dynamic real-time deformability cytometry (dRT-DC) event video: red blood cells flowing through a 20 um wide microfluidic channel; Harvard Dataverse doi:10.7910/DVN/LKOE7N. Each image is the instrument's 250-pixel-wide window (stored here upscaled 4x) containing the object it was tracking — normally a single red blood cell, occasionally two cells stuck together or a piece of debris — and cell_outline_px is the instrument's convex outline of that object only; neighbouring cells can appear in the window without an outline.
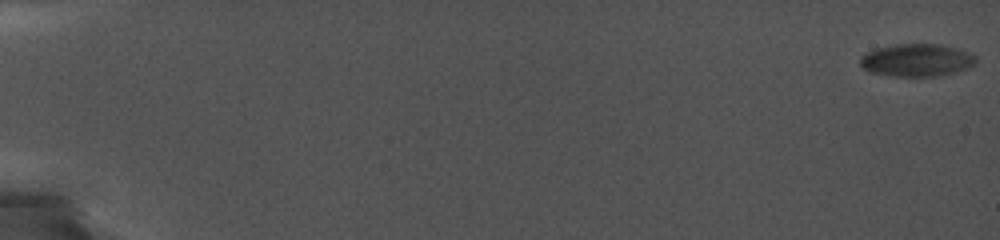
{"species": "common noctule bat (a hibernating species)", "species_latin": "Nyctalus noctula", "temperature_condition": "cold", "stored_images_in_passage": 20, "camera_frame_rate_fps": 5000, "um_per_image_px": 0.085, "animal": {"sex": "female", "body_mass_g": 19.0, "forearm_length_mm": 56.7}, "frame": {"image": 1, "passage_image": 1, "time_ms": 0.0, "image_size_px": [1000, 240], "cell_outline_px": [[976, 60], [968, 68], [936, 76], [896, 76], [872, 72], [864, 68], [860, 64], [860, 56], [876, 48], [896, 44], [940, 44], [956, 48], [976, 56]], "centroid_in_image_um": [77.89, 5.1], "position_along_channel_um": 7.1, "area_um2": 21.62}}
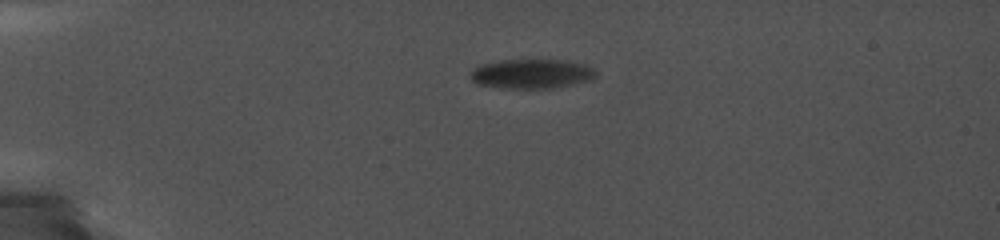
{"frame": {"image": 2, "passage_image": 14, "time_ms": 5.0, "image_size_px": [1000, 240], "cell_outline_px": [[596, 76], [592, 80], [556, 88], [500, 88], [476, 84], [468, 76], [468, 72], [472, 68], [480, 64], [500, 60], [564, 60], [584, 64], [592, 68], [596, 72]], "centroid_in_image_um": [45.13, 6.28], "position_along_channel_um": 39.9, "area_um2": 21.91}}